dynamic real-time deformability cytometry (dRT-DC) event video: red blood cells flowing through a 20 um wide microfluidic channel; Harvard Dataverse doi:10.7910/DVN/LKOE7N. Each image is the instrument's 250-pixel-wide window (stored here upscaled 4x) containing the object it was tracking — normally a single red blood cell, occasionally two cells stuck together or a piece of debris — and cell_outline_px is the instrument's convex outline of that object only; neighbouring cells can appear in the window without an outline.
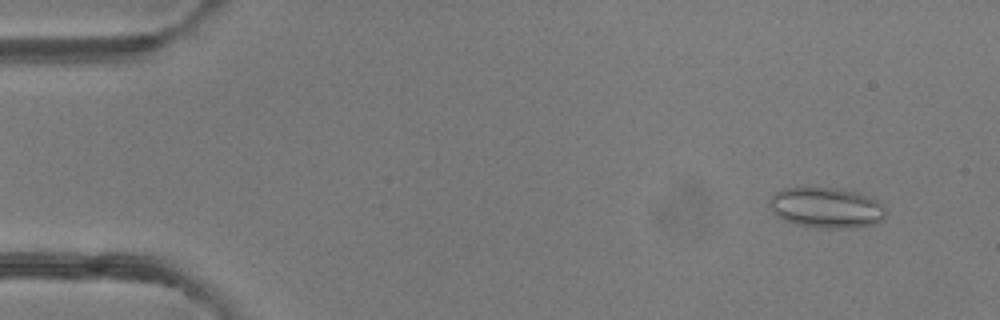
{"species": "common noctule bat (a hibernating species)", "species_latin": "Nyctalus noctula", "temperature_condition": "room temperature", "stored_images_in_passage": 34, "camera_frame_rate_fps": 3000, "um_per_image_px": 0.085, "animal": {"sex": "female"}, "frame": {"image": 1, "passage_image": 4, "time_ms": 1.0, "image_size_px": [1000, 320], "cell_outline_px": [[888, 212], [884, 220], [876, 224], [856, 228], [820, 228], [796, 224], [784, 220], [776, 216], [772, 212], [768, 204], [772, 196], [776, 192], [784, 188], [844, 188], [872, 196], [884, 204]], "centroid_in_image_um": [70.33, 17.66], "position_along_channel_um": 14.7, "area_um2": 28.21}}
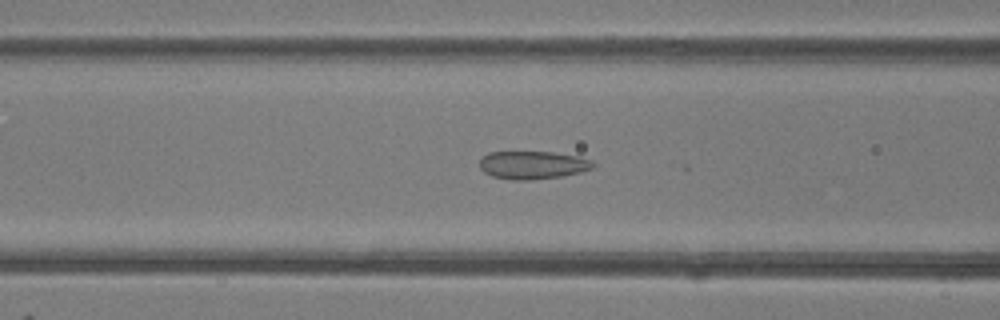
{"frame": {"image": 2, "passage_image": 20, "time_ms": 6.333, "image_size_px": [1000, 320], "cell_outline_px": [[596, 164], [592, 168], [580, 172], [564, 176], [528, 180], [512, 180], [492, 176], [484, 172], [480, 168], [480, 160], [488, 152], [552, 152], [580, 156], [592, 160]], "centroid_in_image_um": [45.31, 14.02], "position_along_channel_um": 121.3, "area_um2": 18.61}}